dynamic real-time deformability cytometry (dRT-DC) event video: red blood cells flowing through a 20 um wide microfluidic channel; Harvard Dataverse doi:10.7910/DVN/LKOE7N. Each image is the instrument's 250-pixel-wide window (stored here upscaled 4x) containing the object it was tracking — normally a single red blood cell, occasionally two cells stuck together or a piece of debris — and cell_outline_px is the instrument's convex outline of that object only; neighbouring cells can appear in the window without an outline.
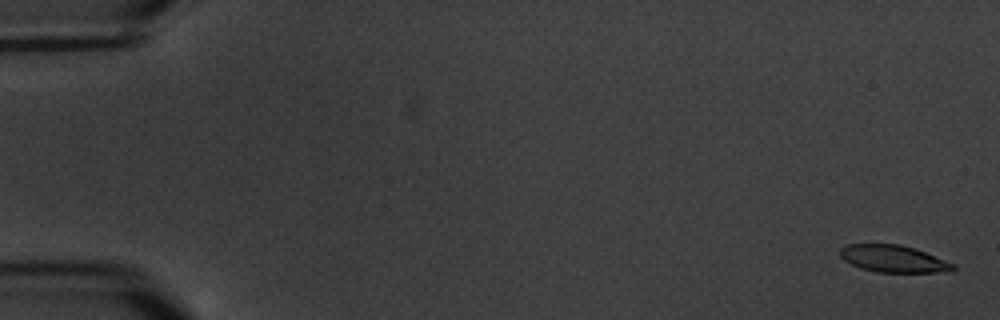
{"species": "common noctule bat (a hibernating species)", "species_latin": "Nyctalus noctula", "temperature_condition": "warm", "stored_images_in_passage": 5, "camera_frame_rate_fps": 3000, "um_per_image_px": 0.085, "animal": {"sex": "male", "body_mass_g": 20.1, "forearm_length_mm": 53.5}, "frame": {"image": 1, "passage_image": 1, "time_ms": 0.0, "image_size_px": [1000, 320], "cell_outline_px": [[956, 268], [952, 272], [876, 272], [860, 268], [844, 260], [840, 256], [840, 248], [848, 244], [900, 244], [916, 248], [956, 264]], "centroid_in_image_um": [75.99, 21.99], "position_along_channel_um": 9.0, "area_um2": 18.03}}
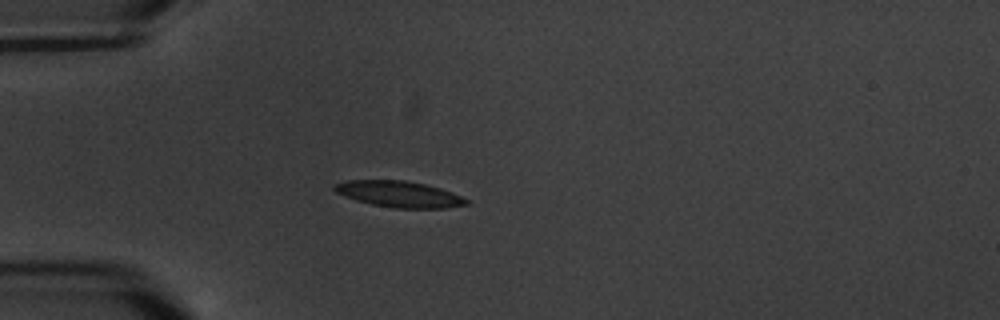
{"frame": {"image": 2, "passage_image": 5, "time_ms": 5.333, "image_size_px": [1000, 320], "cell_outline_px": [[472, 200], [468, 204], [444, 208], [392, 208], [372, 204], [356, 200], [336, 192], [332, 188], [336, 184], [344, 180], [404, 180], [424, 184], [440, 188], [452, 192]], "centroid_in_image_um": [33.96, 16.5], "position_along_channel_um": 51.0, "area_um2": 20.11}}